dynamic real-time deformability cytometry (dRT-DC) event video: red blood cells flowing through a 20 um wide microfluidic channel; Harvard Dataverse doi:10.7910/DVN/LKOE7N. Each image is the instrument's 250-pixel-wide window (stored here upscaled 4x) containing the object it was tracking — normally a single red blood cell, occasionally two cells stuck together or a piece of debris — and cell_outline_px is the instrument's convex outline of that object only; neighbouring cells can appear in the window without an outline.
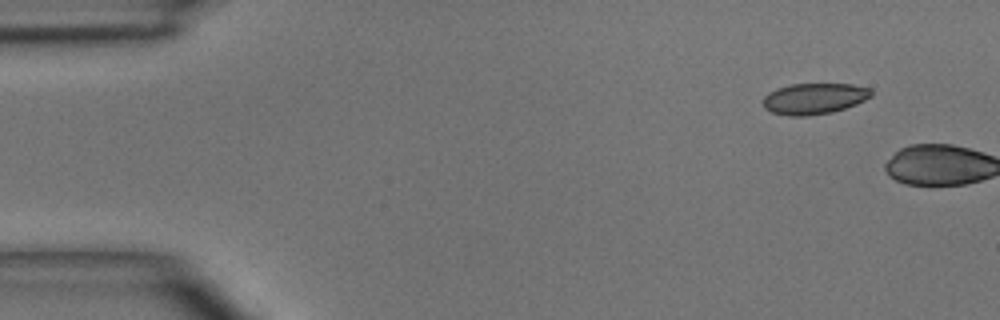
{"species": "common noctule bat (a hibernating species)", "species_latin": "Nyctalus noctula", "temperature_condition": "room temperature", "stored_images_in_passage": 2, "camera_frame_rate_fps": 3000, "um_per_image_px": 0.085, "animal": {"sex": "male", "body_mass_g": 15.6}, "frame": {"image": 1, "passage_image": 1, "time_ms": 0.0, "image_size_px": [1000, 320], "cell_outline_px": [[872, 96], [856, 104], [832, 112], [808, 116], [788, 116], [772, 112], [764, 108], [760, 100], [768, 92], [776, 88], [792, 84], [852, 84], [872, 88]], "centroid_in_image_um": [69.17, 8.38], "position_along_channel_um": 15.8, "area_um2": 19.83}}